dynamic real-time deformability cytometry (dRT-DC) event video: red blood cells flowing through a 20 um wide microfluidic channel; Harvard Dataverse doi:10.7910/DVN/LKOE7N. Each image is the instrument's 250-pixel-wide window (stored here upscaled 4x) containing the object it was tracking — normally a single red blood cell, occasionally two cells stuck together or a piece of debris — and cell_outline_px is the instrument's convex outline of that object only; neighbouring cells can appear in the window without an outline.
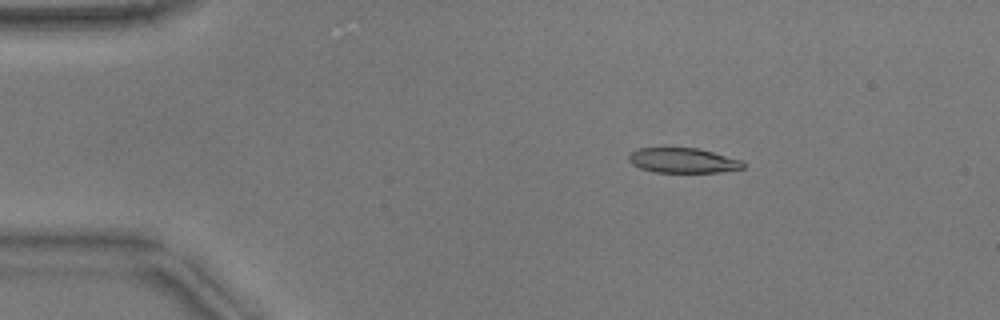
{"species": "common noctule bat (a hibernating species)", "species_latin": "Nyctalus noctula", "temperature_condition": "warm", "stored_images_in_passage": 51, "camera_frame_rate_fps": 3000, "um_per_image_px": 0.085, "animal": {"sex": "male", "body_mass_g": 17.9}, "frame": {"image": 1, "passage_image": 8, "time_ms": 2.333, "image_size_px": [1000, 320], "cell_outline_px": [[744, 168], [720, 172], [656, 172], [640, 168], [632, 164], [628, 160], [628, 156], [636, 148], [700, 148], [740, 160], [744, 164]], "centroid_in_image_um": [58.03, 13.63], "position_along_channel_um": 27.0, "area_um2": 16.53}}
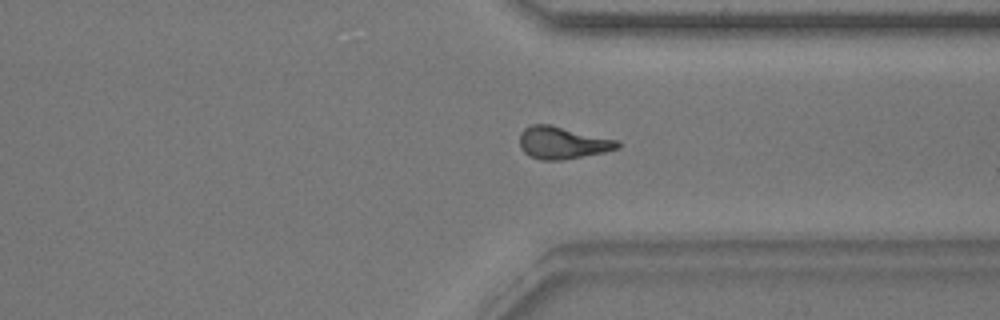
{"frame": {"image": 2, "passage_image": 39, "time_ms": 12.667, "image_size_px": [1000, 320], "cell_outline_px": [[620, 148], [604, 152], [564, 160], [540, 160], [524, 152], [520, 148], [520, 132], [524, 128], [532, 124], [548, 124], [620, 140]], "centroid_in_image_um": [47.83, 12.13], "position_along_channel_um": 363.6, "area_um2": 18.5}}
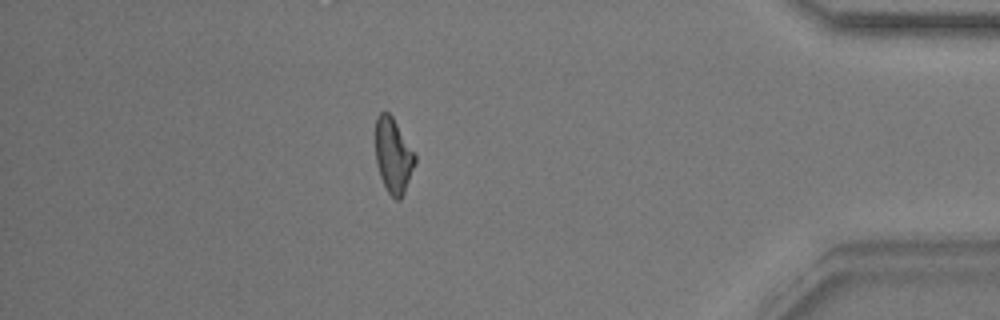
{"frame": {"image": 3, "passage_image": 45, "time_ms": 14.667, "image_size_px": [1000, 320], "cell_outline_px": [[416, 164], [404, 192], [400, 200], [396, 200], [388, 192], [380, 176], [376, 164], [376, 116], [380, 112], [388, 112], [392, 116], [416, 156]], "centroid_in_image_um": [33.43, 13.23], "position_along_channel_um": 401.8, "area_um2": 17.11}, "authors_computed_cell_mechanics": {"area_um2": 17.8602, "velocity_mm_per_s": 3.8734, "shape_relaxation_time_tau1_ms": 9.3511, "shape_relaxation_time_tau2_ms": 3.3639, "deformation_change_tau1": 0.2546, "deformation_change_tau2": 0.1252}}